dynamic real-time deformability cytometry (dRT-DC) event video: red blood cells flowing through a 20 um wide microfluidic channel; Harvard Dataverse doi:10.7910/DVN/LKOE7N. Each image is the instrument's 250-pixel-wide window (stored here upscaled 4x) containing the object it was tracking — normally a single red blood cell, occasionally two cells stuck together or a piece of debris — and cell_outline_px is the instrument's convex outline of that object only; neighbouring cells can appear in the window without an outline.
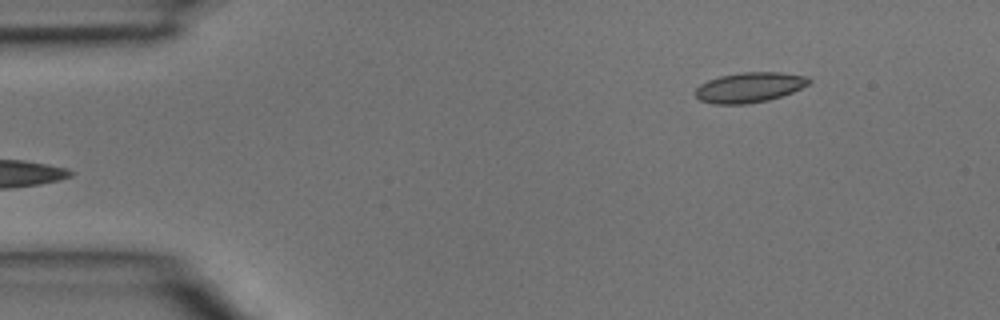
{"species": "common noctule bat (a hibernating species)", "species_latin": "Nyctalus noctula", "temperature_condition": "room temperature", "stored_images_in_passage": 2, "camera_frame_rate_fps": 3000, "um_per_image_px": 0.085, "animal": {"sex": "male", "body_mass_g": 15.6}, "frame": {"image": 1, "passage_image": 2, "time_ms": 0.333, "image_size_px": [1000, 320], "cell_outline_px": [[812, 80], [808, 84], [792, 92], [768, 100], [744, 104], [712, 104], [700, 100], [696, 96], [696, 88], [700, 84], [708, 80], [720, 76], [744, 72], [780, 72], [808, 76]], "centroid_in_image_um": [63.7, 7.42], "position_along_channel_um": 21.3, "area_um2": 19.83}}